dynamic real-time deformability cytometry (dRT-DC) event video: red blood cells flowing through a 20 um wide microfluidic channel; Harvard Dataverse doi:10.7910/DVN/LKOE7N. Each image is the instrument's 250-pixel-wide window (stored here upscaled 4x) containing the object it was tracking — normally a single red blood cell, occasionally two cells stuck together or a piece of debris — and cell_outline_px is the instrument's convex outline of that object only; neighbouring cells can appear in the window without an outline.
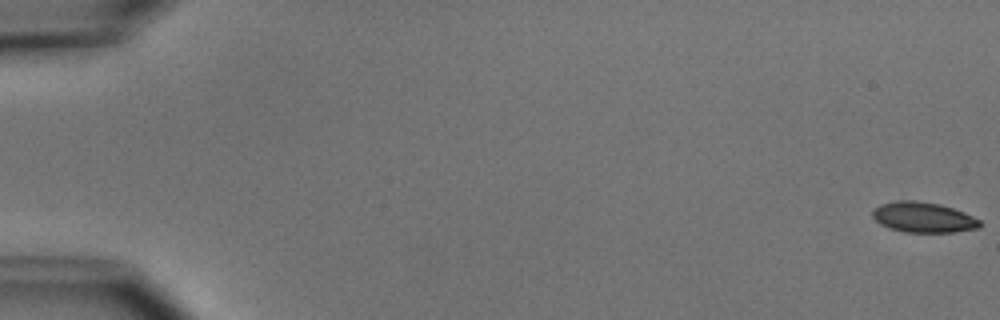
{"species": "common noctule bat (a hibernating species)", "species_latin": "Nyctalus noctula", "temperature_condition": "cold", "stored_images_in_passage": 20, "camera_frame_rate_fps": 3000, "um_per_image_px": 0.085, "animal": {"sex": "male", "body_mass_g": 15.6}, "frame": {"image": 1, "passage_image": 1, "time_ms": 0.0, "image_size_px": [1000, 320], "cell_outline_px": [[984, 224], [980, 228], [952, 232], [904, 232], [880, 224], [872, 216], [872, 212], [880, 204], [896, 200], [916, 200], [940, 204], [964, 212], [980, 220]], "centroid_in_image_um": [78.51, 18.47], "position_along_channel_um": 6.5, "area_um2": 19.02}}
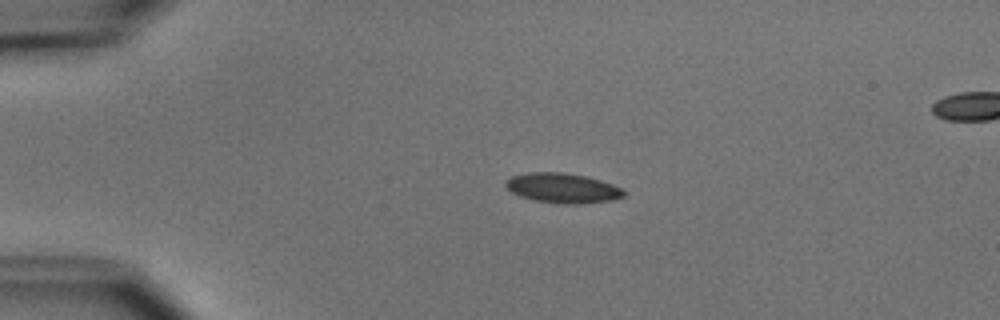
{"frame": {"image": 2, "passage_image": 13, "time_ms": 4.0, "image_size_px": [1000, 320], "cell_outline_px": [[628, 192], [624, 196], [612, 200], [580, 204], [568, 204], [532, 200], [520, 196], [512, 192], [504, 184], [504, 180], [512, 176], [528, 172], [564, 172], [584, 176], [600, 180], [624, 188]], "centroid_in_image_um": [47.84, 15.98], "position_along_channel_um": 37.2, "area_um2": 20.69}}